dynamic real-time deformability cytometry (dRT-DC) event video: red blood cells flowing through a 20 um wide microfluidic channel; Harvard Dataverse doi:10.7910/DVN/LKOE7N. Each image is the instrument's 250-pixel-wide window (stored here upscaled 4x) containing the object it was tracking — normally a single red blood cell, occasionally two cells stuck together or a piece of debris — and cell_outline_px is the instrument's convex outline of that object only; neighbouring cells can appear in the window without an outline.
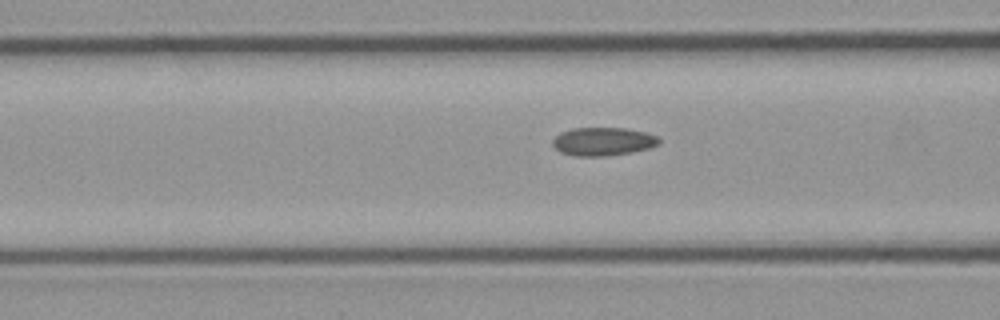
{"species": "common noctule bat (a hibernating species)", "species_latin": "Nyctalus noctula", "temperature_condition": "cold", "stored_images_in_passage": 16, "camera_frame_rate_fps": 3000, "um_per_image_px": 0.085, "animal": {"sex": "male", "body_mass_g": 23.1, "forearm_length_mm": 52.7}, "frame": {"image": 1, "passage_image": 14, "time_ms": 4.333, "image_size_px": [1000, 320], "cell_outline_px": [[660, 144], [648, 148], [632, 152], [604, 156], [576, 156], [560, 152], [552, 144], [552, 140], [560, 132], [572, 128], [624, 128], [644, 132], [656, 136], [660, 140]], "centroid_in_image_um": [51.23, 12.02], "position_along_channel_um": 115.4, "area_um2": 17.46}}